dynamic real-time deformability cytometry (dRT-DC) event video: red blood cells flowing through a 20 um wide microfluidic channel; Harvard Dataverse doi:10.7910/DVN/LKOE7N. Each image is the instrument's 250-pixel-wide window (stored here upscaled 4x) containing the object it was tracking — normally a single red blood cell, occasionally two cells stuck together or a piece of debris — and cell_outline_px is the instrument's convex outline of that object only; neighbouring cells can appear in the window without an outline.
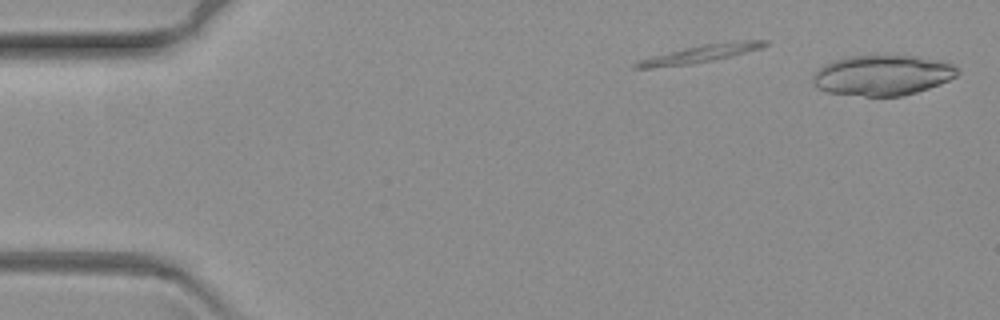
{"species": "common noctule bat (a hibernating species)", "species_latin": "Nyctalus noctula", "temperature_condition": "warm", "stored_images_in_passage": 12, "camera_frame_rate_fps": 3000, "um_per_image_px": 0.085, "animal": {"sex": "female", "body_mass_g": 19.3, "forearm_length_mm": 54.1}, "frame": {"image": 1, "passage_image": 1, "time_ms": 0.0, "image_size_px": [1000, 320], "cell_outline_px": [[960, 72], [956, 76], [940, 84], [916, 92], [900, 96], [864, 96], [828, 92], [816, 88], [812, 84], [812, 76], [824, 64], [848, 56], [916, 56], [936, 60], [952, 64], [960, 68]], "centroid_in_image_um": [75.0, 6.4], "position_along_channel_um": 10.0, "area_um2": 33.87}}